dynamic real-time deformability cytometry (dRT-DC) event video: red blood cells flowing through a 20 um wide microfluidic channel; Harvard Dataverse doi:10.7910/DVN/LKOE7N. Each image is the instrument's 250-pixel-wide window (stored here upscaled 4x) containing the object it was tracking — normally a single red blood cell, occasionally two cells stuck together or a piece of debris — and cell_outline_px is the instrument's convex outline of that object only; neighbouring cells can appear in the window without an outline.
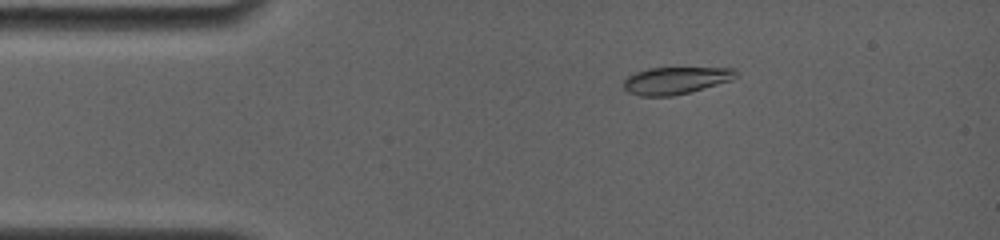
{"species": "common noctule bat (a hibernating species)", "species_latin": "Nyctalus noctula", "temperature_condition": "room temperature", "stored_images_in_passage": 11, "camera_frame_rate_fps": 4000, "um_per_image_px": 0.085, "animal": {"sex": "female", "body_mass_g": 19.0, "forearm_length_mm": 56.7}, "frame": {"image": 1, "passage_image": 4, "time_ms": 2.25, "image_size_px": [1000, 240], "cell_outline_px": [[740, 72], [732, 80], [688, 92], [672, 96], [640, 96], [628, 92], [624, 88], [624, 80], [628, 76], [636, 72], [648, 68], [732, 68]], "centroid_in_image_um": [57.43, 6.83], "position_along_channel_um": 27.6, "area_um2": 17.63}}
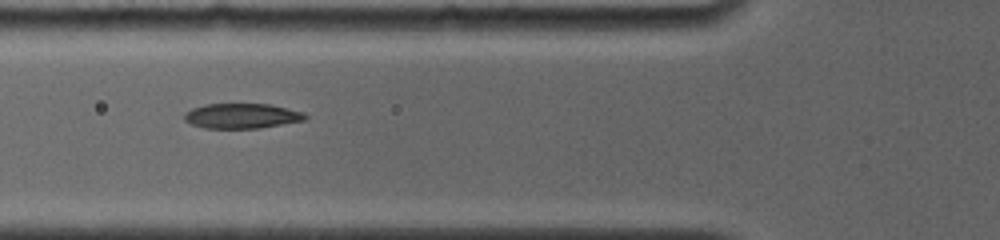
{"frame": {"image": 2, "passage_image": 8, "time_ms": 5.5, "image_size_px": [1000, 240], "cell_outline_px": [[308, 120], [260, 128], [204, 128], [192, 124], [184, 120], [184, 112], [192, 108], [204, 104], [268, 104], [304, 112], [308, 116]], "centroid_in_image_um": [20.57, 9.85], "position_along_channel_um": 105.2, "area_um2": 17.74}}
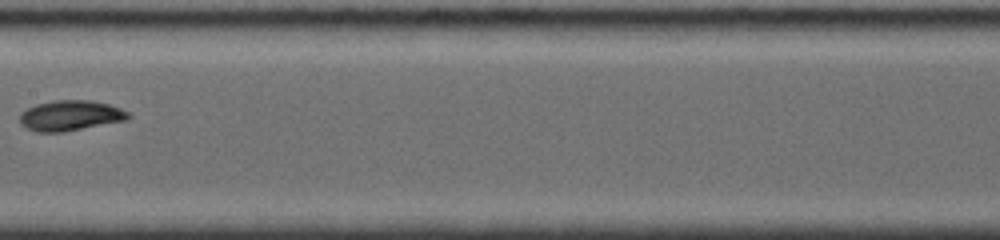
{"frame": {"image": 3, "passage_image": 11, "time_ms": 8.0, "image_size_px": [1000, 240], "cell_outline_px": [[132, 116], [128, 120], [64, 132], [36, 132], [20, 124], [20, 112], [36, 104], [56, 100], [88, 100], [108, 104], [120, 108], [128, 112]], "centroid_in_image_um": [5.99, 9.83], "position_along_channel_um": 201.4, "area_um2": 19.25}}